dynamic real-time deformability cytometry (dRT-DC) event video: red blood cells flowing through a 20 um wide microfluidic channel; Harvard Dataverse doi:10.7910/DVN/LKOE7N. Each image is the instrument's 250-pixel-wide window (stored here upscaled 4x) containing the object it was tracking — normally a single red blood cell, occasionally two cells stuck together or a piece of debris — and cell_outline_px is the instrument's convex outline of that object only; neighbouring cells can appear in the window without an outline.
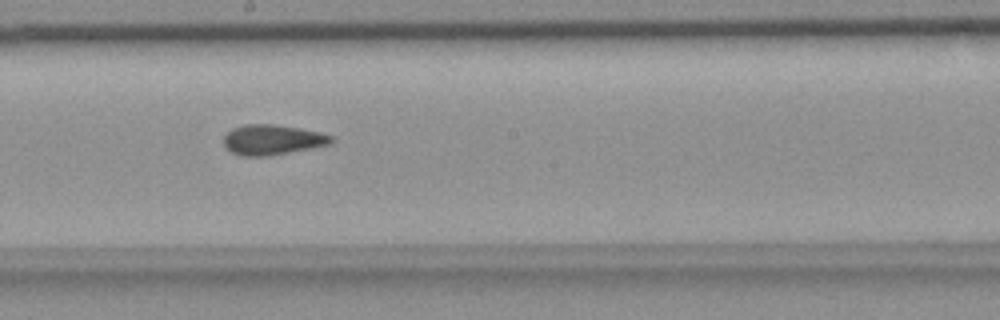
{"species": "common noctule bat (a hibernating species)", "species_latin": "Nyctalus noctula", "temperature_condition": "room temperature", "stored_images_in_passage": 28, "camera_frame_rate_fps": 3000, "um_per_image_px": 0.085, "animal": {"sex": "female", "body_mass_g": 18.4}, "frame": {"image": 1, "passage_image": 13, "time_ms": 4.0, "image_size_px": [1000, 320], "cell_outline_px": [[336, 140], [328, 144], [268, 156], [240, 156], [224, 148], [224, 136], [232, 128], [244, 124], [272, 124], [300, 128], [320, 132], [332, 136]], "centroid_in_image_um": [23.11, 11.87], "position_along_channel_um": 225.1, "area_um2": 18.84}}